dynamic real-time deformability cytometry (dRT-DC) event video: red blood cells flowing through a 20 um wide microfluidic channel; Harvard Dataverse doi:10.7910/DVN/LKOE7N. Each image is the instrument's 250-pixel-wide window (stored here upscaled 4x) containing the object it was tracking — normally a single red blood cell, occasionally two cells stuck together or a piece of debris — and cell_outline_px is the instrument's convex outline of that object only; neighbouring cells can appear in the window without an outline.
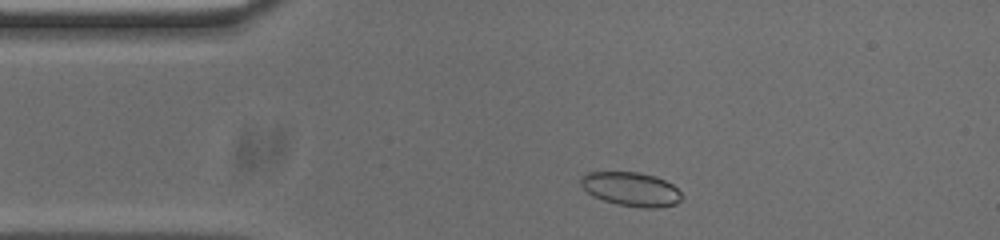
{"species": "common noctule bat (a hibernating species)", "species_latin": "Nyctalus noctula", "temperature_condition": "cold", "stored_images_in_passage": 47, "camera_frame_rate_fps": 3000, "um_per_image_px": 0.085, "animal": {"sex": "male", "body_mass_g": 20.0, "forearm_length_mm": 53.3}, "frame": {"image": 1, "passage_image": 3, "time_ms": 0.667, "image_size_px": [1000, 240], "cell_outline_px": [[684, 196], [676, 204], [656, 208], [640, 208], [616, 204], [592, 196], [580, 184], [580, 176], [588, 172], [640, 172], [656, 176], [672, 184]], "centroid_in_image_um": [53.64, 16.08], "position_along_channel_um": 31.4, "area_um2": 20.17}}
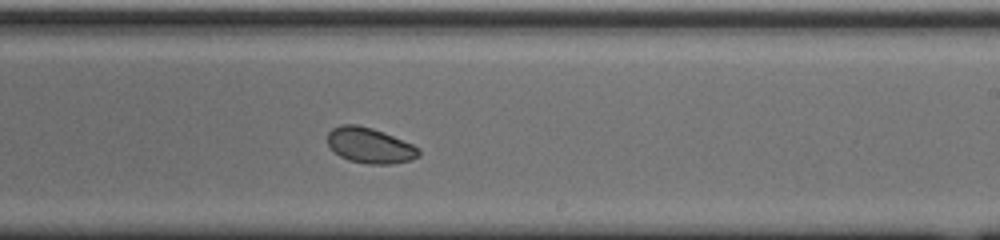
{"frame": {"image": 2, "passage_image": 24, "time_ms": 7.667, "image_size_px": [1000, 240], "cell_outline_px": [[420, 156], [412, 160], [392, 164], [368, 164], [348, 160], [332, 152], [328, 144], [328, 132], [332, 128], [344, 124], [356, 124], [372, 128], [412, 144], [420, 148]], "centroid_in_image_um": [31.43, 12.38], "position_along_channel_um": 257.6, "area_um2": 18.96}}
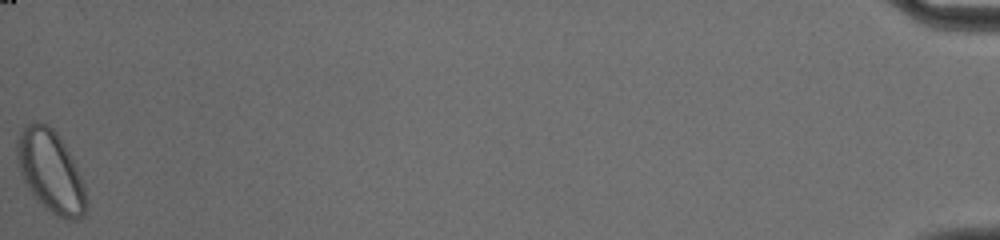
{"frame": {"image": 3, "passage_image": 47, "time_ms": 15.333, "image_size_px": [1000, 240], "cell_outline_px": [[88, 204], [84, 212], [76, 220], [68, 220], [44, 208], [28, 188], [20, 172], [16, 156], [16, 140], [20, 132], [28, 124], [48, 124], [56, 132], [72, 156], [80, 176], [88, 200]], "centroid_in_image_um": [4.3, 14.58], "position_along_channel_um": 430.9, "area_um2": 32.6}, "authors_computed_cell_mechanics": {"area_um2": 19.5364, "velocity_mm_per_s": 3.7147, "shape_relaxation_time_tau1_ms": 2.5597, "shape_relaxation_time_tau2_ms": 7.5074, "deformation_change_tau1": 0.0862, "deformation_change_tau2": 0.074}}